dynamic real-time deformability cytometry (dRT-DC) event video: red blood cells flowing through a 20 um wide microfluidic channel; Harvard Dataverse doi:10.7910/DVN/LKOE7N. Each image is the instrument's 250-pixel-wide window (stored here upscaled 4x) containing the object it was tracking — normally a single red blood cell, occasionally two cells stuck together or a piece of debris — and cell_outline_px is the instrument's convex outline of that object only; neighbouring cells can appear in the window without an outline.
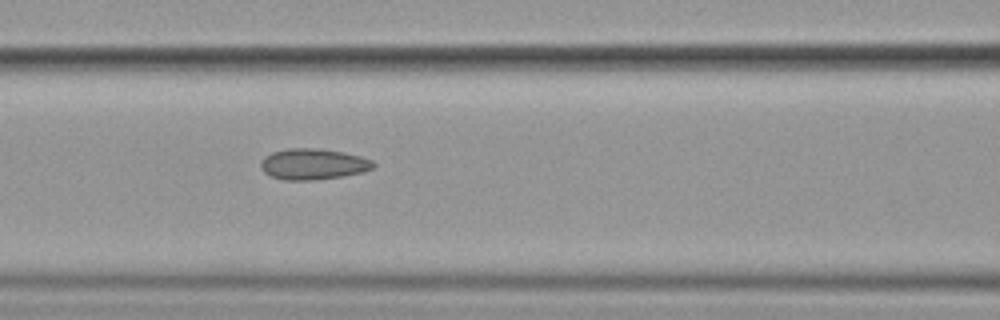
{"species": "common noctule bat (a hibernating species)", "species_latin": "Nyctalus noctula", "temperature_condition": "cold", "stored_images_in_passage": 7, "camera_frame_rate_fps": 3000, "um_per_image_px": 0.085, "animal": {"sex": "female", "body_mass_g": 19.9}, "frame": {"image": 1, "passage_image": 7, "time_ms": 8.0, "image_size_px": [1000, 320], "cell_outline_px": [[376, 164], [372, 168], [364, 172], [344, 176], [316, 180], [284, 180], [272, 176], [264, 172], [260, 168], [260, 164], [264, 156], [272, 152], [288, 148], [316, 148], [344, 152], [360, 156], [372, 160]], "centroid_in_image_um": [26.62, 13.95], "position_along_channel_um": 140.0, "area_um2": 20.46}}